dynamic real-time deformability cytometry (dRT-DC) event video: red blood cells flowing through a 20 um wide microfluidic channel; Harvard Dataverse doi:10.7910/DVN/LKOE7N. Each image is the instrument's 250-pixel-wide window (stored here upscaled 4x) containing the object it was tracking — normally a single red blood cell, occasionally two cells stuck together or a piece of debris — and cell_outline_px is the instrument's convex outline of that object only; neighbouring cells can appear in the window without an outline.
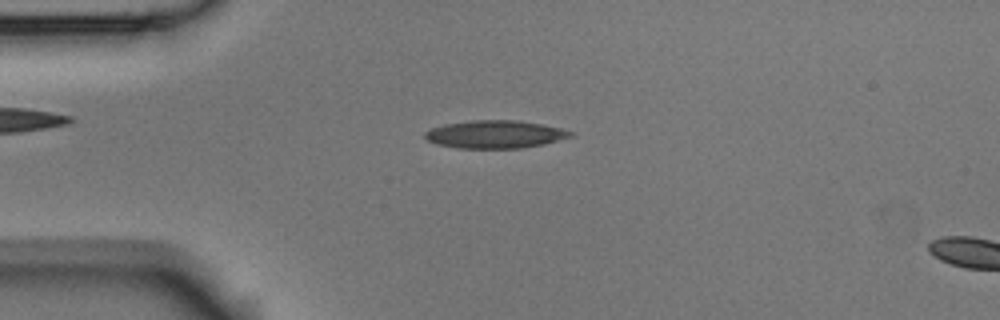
{"species": "Egyptian fruit bat (a non-hibernating species)", "species_latin": "Rousettus aegyptiacus", "temperature_condition": "room temperature", "stored_images_in_passage": 8, "camera_frame_rate_fps": 3000, "um_per_image_px": 0.085, "animal": {"sex": "male"}, "frame": {"image": 1, "passage_image": 5, "time_ms": 1.333, "image_size_px": [1000, 320], "cell_outline_px": [[576, 132], [572, 136], [544, 144], [520, 148], [456, 148], [436, 144], [428, 140], [424, 136], [424, 132], [432, 128], [444, 124], [472, 120], [520, 120], [560, 128]], "centroid_in_image_um": [42.07, 11.41], "position_along_channel_um": 42.9, "area_um2": 23.64}}